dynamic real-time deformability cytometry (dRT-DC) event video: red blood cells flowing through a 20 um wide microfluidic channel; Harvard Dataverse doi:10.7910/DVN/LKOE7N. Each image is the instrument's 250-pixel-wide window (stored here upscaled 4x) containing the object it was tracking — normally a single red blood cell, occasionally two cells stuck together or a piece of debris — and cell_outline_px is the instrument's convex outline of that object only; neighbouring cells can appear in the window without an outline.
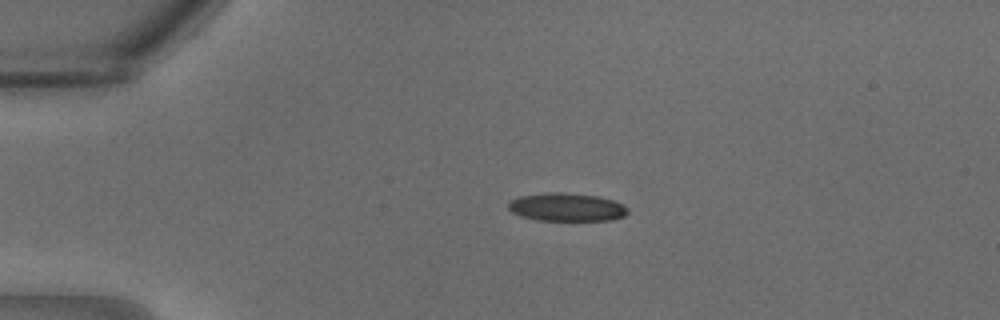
{"species": "common noctule bat (a hibernating species)", "species_latin": "Nyctalus noctula", "temperature_condition": "warm", "stored_images_in_passage": 31, "camera_frame_rate_fps": 3000, "um_per_image_px": 0.085, "animal": {"sex": "male", "body_mass_g": 18.8}, "frame": {"image": 1, "passage_image": 7, "time_ms": 2.0, "image_size_px": [1000, 320], "cell_outline_px": [[628, 212], [624, 216], [612, 220], [536, 220], [520, 216], [512, 212], [508, 208], [508, 204], [512, 200], [520, 196], [548, 192], [564, 192], [596, 196], [612, 200], [628, 208]], "centroid_in_image_um": [48.15, 17.61], "position_along_channel_um": 36.9, "area_um2": 19.48}}
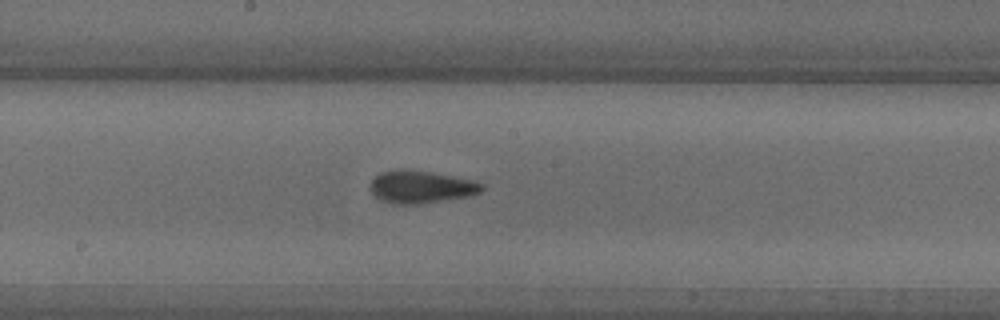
{"frame": {"image": 2, "passage_image": 17, "time_ms": 5.333, "image_size_px": [1000, 320], "cell_outline_px": [[484, 188], [480, 192], [468, 196], [416, 204], [392, 204], [380, 200], [372, 192], [372, 180], [380, 172], [400, 168], [432, 172], [476, 180], [484, 184]], "centroid_in_image_um": [35.81, 15.87], "position_along_channel_um": 212.4, "area_um2": 21.15}}
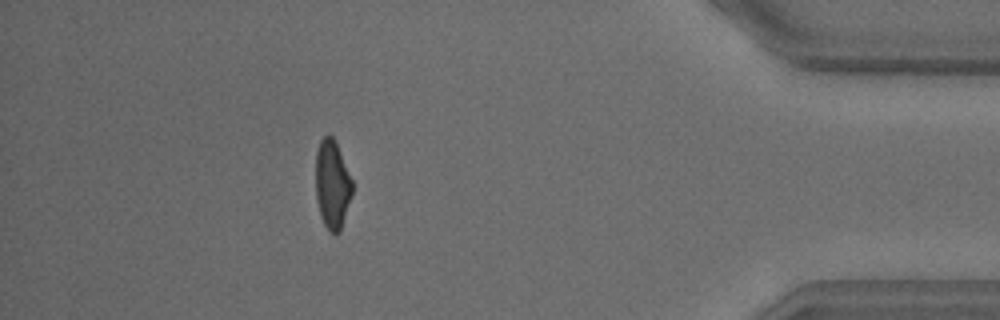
{"frame": {"image": 3, "passage_image": 28, "time_ms": 9.0, "image_size_px": [1000, 320], "cell_outline_px": [[352, 192], [340, 232], [336, 236], [328, 232], [320, 216], [316, 200], [316, 152], [320, 140], [328, 132], [332, 136], [336, 144], [352, 180]], "centroid_in_image_um": [28.22, 15.72], "position_along_channel_um": 407.0, "area_um2": 18.9}}